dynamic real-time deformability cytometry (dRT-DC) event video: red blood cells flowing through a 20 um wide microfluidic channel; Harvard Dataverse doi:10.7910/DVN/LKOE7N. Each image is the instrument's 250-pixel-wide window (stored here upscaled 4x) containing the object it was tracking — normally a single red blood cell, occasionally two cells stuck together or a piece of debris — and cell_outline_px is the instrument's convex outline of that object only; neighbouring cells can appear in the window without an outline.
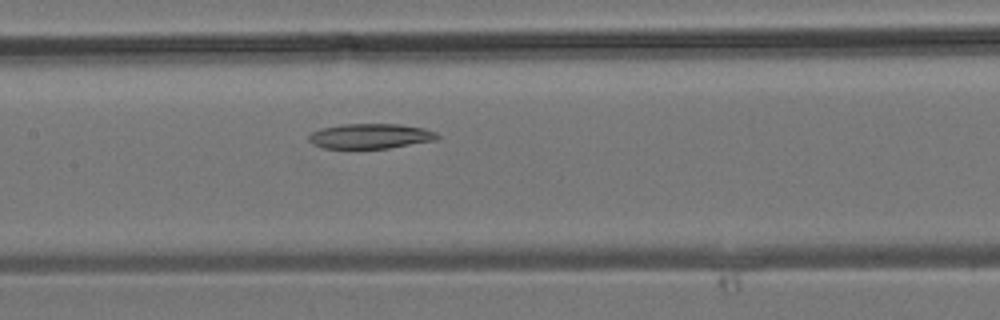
{"species": "common noctule bat (a hibernating species)", "species_latin": "Nyctalus noctula", "temperature_condition": "room temperature", "stored_images_in_passage": 25, "camera_frame_rate_fps": 3000, "um_per_image_px": 0.085, "animal": {"sex": "male", "body_mass_g": 19.2, "forearm_length_mm": 51.8}, "frame": {"image": 1, "passage_image": 7, "time_ms": 2.0, "image_size_px": [1000, 320], "cell_outline_px": [[440, 136], [436, 140], [388, 148], [324, 148], [312, 144], [308, 140], [308, 136], [312, 132], [324, 128], [344, 124], [400, 124], [424, 128], [436, 132]], "centroid_in_image_um": [31.5, 11.57], "position_along_channel_um": 175.9, "area_um2": 18.61}}
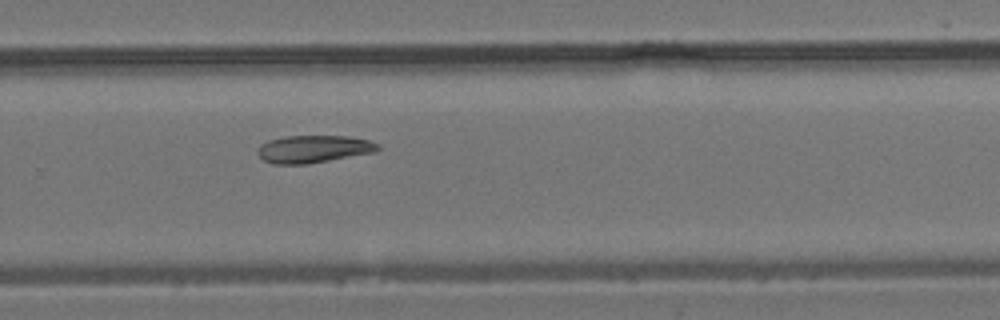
{"frame": {"image": 2, "passage_image": 14, "time_ms": 4.333, "image_size_px": [1000, 320], "cell_outline_px": [[380, 148], [376, 152], [308, 164], [272, 164], [264, 160], [256, 152], [260, 144], [268, 140], [284, 136], [352, 136], [368, 140], [380, 144]], "centroid_in_image_um": [26.66, 12.66], "position_along_channel_um": 303.1, "area_um2": 19.48}}
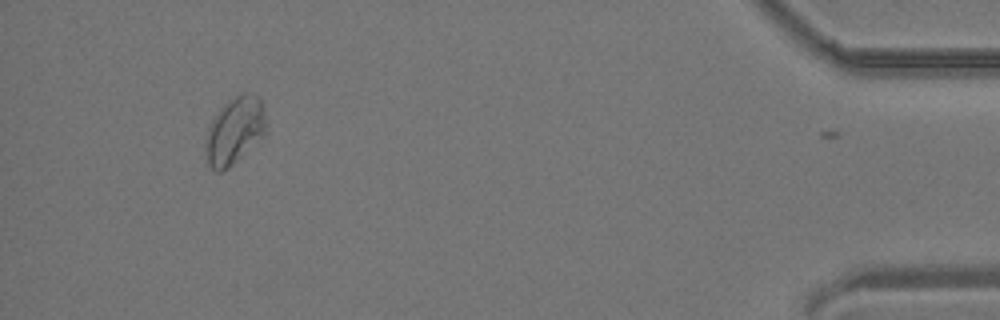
{"frame": {"image": 3, "passage_image": 24, "time_ms": 7.667, "image_size_px": [1000, 320], "cell_outline_px": [[264, 136], [228, 168], [220, 172], [216, 172], [208, 164], [204, 148], [204, 136], [212, 120], [224, 104], [236, 96], [244, 92], [248, 92], [260, 96], [264, 108]], "centroid_in_image_um": [19.91, 11.11], "position_along_channel_um": 415.3, "area_um2": 23.58}}